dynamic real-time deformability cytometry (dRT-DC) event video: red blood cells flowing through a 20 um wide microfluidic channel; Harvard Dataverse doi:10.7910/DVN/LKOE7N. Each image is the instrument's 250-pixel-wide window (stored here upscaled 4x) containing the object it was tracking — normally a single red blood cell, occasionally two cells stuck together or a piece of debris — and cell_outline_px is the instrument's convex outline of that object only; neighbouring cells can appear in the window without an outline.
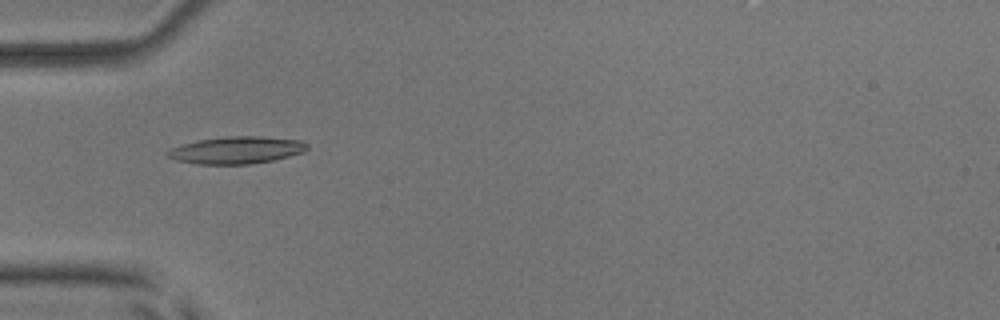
{"species": "common noctule bat (a hibernating species)", "species_latin": "Nyctalus noctula", "temperature_condition": "room temperature", "stored_images_in_passage": 54, "camera_frame_rate_fps": 3000, "um_per_image_px": 0.085, "animal": {"sex": "male", "body_mass_g": 17.9, "forearm_length_mm": 54.2}, "frame": {"image": 1, "passage_image": 18, "time_ms": 5.667, "image_size_px": [1000, 320], "cell_outline_px": [[308, 148], [304, 152], [272, 160], [252, 164], [196, 164], [176, 160], [164, 156], [164, 152], [180, 144], [196, 140], [228, 136], [260, 136], [300, 140], [308, 144]], "centroid_in_image_um": [20.05, 12.76], "position_along_channel_um": 65.0, "area_um2": 22.31}}
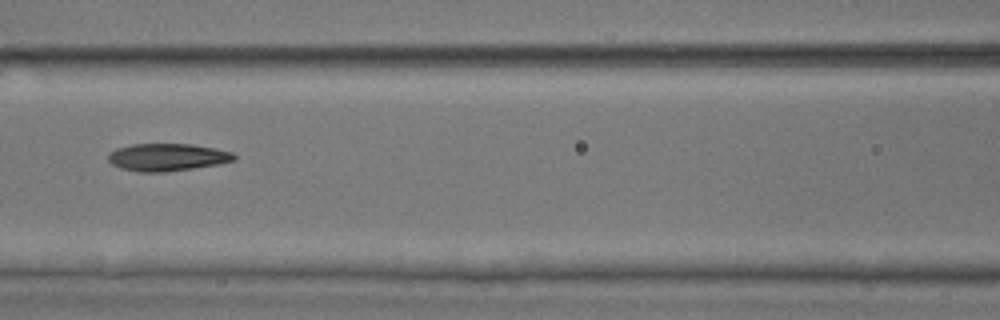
{"frame": {"image": 2, "passage_image": 25, "time_ms": 8.0, "image_size_px": [1000, 320], "cell_outline_px": [[236, 160], [220, 164], [164, 172], [136, 172], [120, 168], [112, 164], [108, 160], [108, 152], [116, 148], [132, 144], [192, 144], [216, 148], [232, 152], [236, 156]], "centroid_in_image_um": [14.21, 13.36], "position_along_channel_um": 152.4, "area_um2": 20.35}}
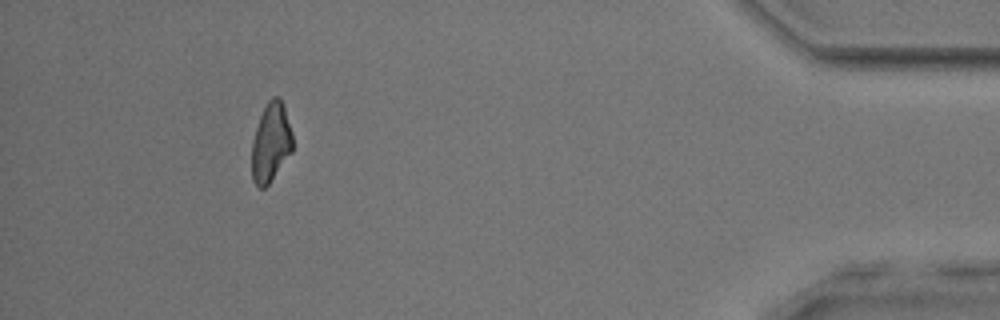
{"frame": {"image": 3, "passage_image": 50, "time_ms": 16.333, "image_size_px": [1000, 320], "cell_outline_px": [[292, 152], [268, 184], [264, 188], [260, 188], [252, 180], [252, 140], [260, 116], [268, 100], [272, 96], [280, 96], [284, 104], [292, 132]], "centroid_in_image_um": [23.03, 12.08], "position_along_channel_um": 412.2, "area_um2": 18.84}, "authors_computed_cell_mechanics": {"area_um2": 20.2011, "velocity_mm_per_s": 3.8174, "shape_relaxation_time_tau1_ms": 9.3098, "shape_relaxation_time_tau2_ms": 4.8845, "deformation_change_tau1": 0.2658, "deformation_change_tau2": 0.1133}}